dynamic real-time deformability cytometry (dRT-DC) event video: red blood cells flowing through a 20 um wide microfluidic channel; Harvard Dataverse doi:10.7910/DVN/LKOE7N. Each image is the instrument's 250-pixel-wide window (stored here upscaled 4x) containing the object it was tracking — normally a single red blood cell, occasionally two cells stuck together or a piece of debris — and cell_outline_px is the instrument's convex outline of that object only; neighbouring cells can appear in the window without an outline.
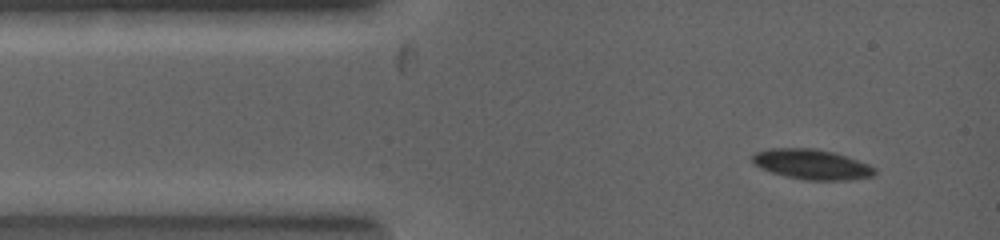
{"species": "common noctule bat (a hibernating species)", "species_latin": "Nyctalus noctula", "temperature_condition": "warm", "stored_images_in_passage": 3, "camera_frame_rate_fps": 5000, "um_per_image_px": 0.085, "animal": {"sex": "female", "body_mass_g": 19.0, "forearm_length_mm": 53.3}, "frame": {"image": 1, "passage_image": 1, "time_ms": 0.0, "image_size_px": [1000, 240], "cell_outline_px": [[876, 172], [872, 176], [852, 180], [808, 180], [784, 176], [760, 168], [752, 164], [752, 152], [768, 148], [816, 148], [836, 152], [868, 164], [876, 168]], "centroid_in_image_um": [68.97, 13.96], "position_along_channel_um": 16.0, "area_um2": 21.79}}
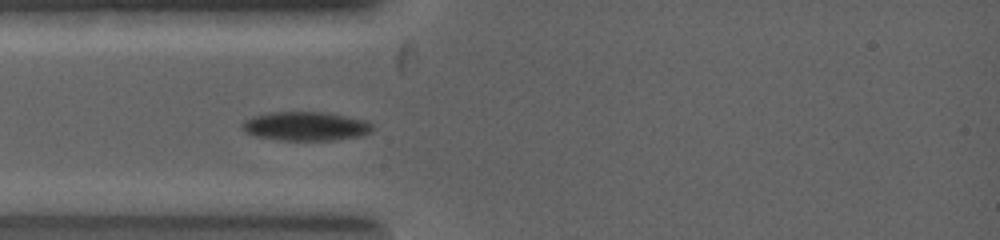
{"frame": {"image": 2, "passage_image": 3, "time_ms": 1.4, "image_size_px": [1000, 240], "cell_outline_px": [[376, 128], [372, 132], [364, 136], [336, 140], [280, 140], [252, 136], [240, 128], [240, 124], [244, 120], [252, 116], [272, 112], [324, 112], [368, 120]], "centroid_in_image_um": [26.01, 10.73], "position_along_channel_um": 59.0, "area_um2": 22.48}}